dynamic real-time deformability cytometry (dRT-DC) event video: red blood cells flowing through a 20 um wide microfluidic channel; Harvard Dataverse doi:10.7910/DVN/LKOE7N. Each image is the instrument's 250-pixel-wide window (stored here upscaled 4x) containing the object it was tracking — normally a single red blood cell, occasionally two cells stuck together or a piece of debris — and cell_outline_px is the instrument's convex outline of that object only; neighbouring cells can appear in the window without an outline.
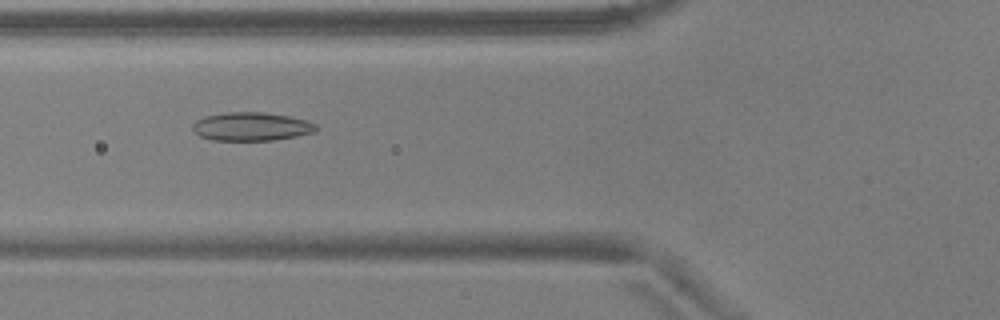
{"species": "common noctule bat (a hibernating species)", "species_latin": "Nyctalus noctula", "temperature_condition": "warm", "stored_images_in_passage": 31, "camera_frame_rate_fps": 3000, "um_per_image_px": 0.085, "animal": {"sex": "male", "body_mass_g": 17.9, "forearm_length_mm": 54.2}, "frame": {"image": 1, "passage_image": 21, "time_ms": 6.667, "image_size_px": [1000, 320], "cell_outline_px": [[316, 132], [296, 136], [272, 140], [212, 140], [200, 136], [192, 128], [192, 124], [196, 120], [204, 116], [224, 112], [264, 112], [288, 116], [304, 120], [316, 124]], "centroid_in_image_um": [21.34, 10.75], "position_along_channel_um": 104.5, "area_um2": 20.4}}
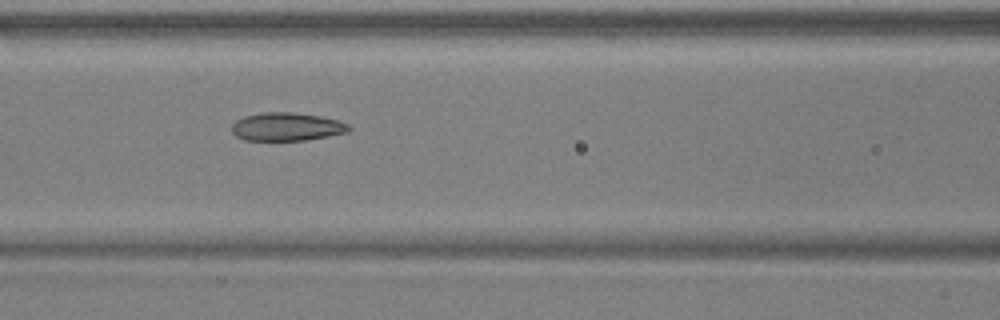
{"frame": {"image": 2, "passage_image": 24, "time_ms": 7.667, "image_size_px": [1000, 320], "cell_outline_px": [[352, 128], [348, 132], [328, 136], [304, 140], [244, 140], [236, 136], [232, 132], [232, 124], [236, 120], [244, 116], [264, 112], [292, 112], [320, 116], [336, 120], [348, 124]], "centroid_in_image_um": [24.36, 10.77], "position_along_channel_um": 142.2, "area_um2": 19.19}}
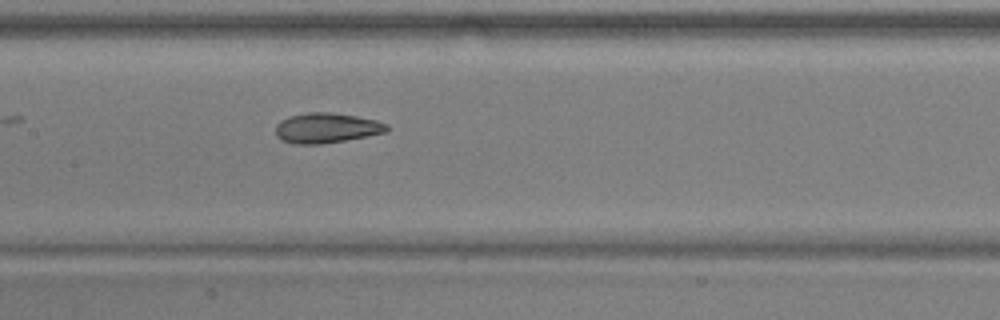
{"frame": {"image": 3, "passage_image": 27, "time_ms": 8.667, "image_size_px": [1000, 320], "cell_outline_px": [[388, 132], [368, 136], [320, 144], [296, 144], [280, 140], [276, 136], [276, 124], [280, 120], [288, 116], [308, 112], [332, 112], [356, 116], [376, 120], [388, 124]], "centroid_in_image_um": [27.74, 10.87], "position_along_channel_um": 179.7, "area_um2": 19.65}}